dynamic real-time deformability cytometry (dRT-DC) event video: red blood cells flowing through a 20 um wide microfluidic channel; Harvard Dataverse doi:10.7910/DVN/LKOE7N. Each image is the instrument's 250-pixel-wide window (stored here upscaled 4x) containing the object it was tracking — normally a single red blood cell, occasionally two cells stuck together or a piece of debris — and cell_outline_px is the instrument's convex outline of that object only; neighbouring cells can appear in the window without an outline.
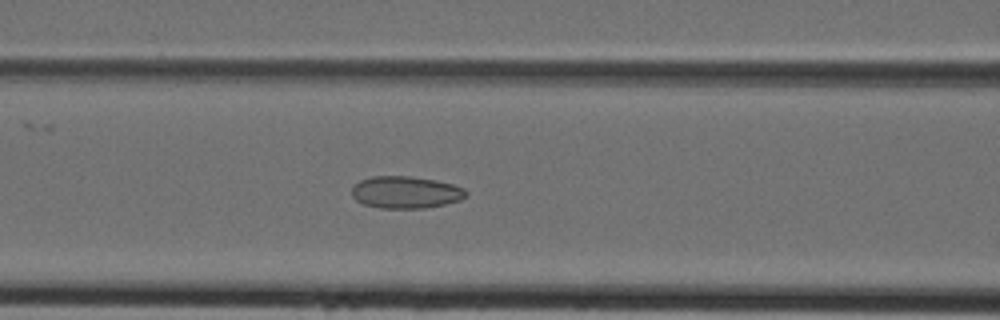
{"species": "Egyptian fruit bat (a non-hibernating species)", "species_latin": "Rousettus aegyptiacus", "temperature_condition": "cold", "stored_images_in_passage": 32, "camera_frame_rate_fps": 3000, "um_per_image_px": 0.085, "animal": {"sex": "female"}, "frame": {"image": 1, "passage_image": 9, "time_ms": 2.667, "image_size_px": [1000, 320], "cell_outline_px": [[468, 196], [460, 200], [444, 204], [424, 208], [380, 208], [364, 204], [356, 200], [352, 196], [352, 188], [360, 180], [372, 176], [412, 176], [436, 180], [452, 184], [464, 188], [468, 192]], "centroid_in_image_um": [34.5, 16.34], "position_along_channel_um": 132.1, "area_um2": 21.44}}
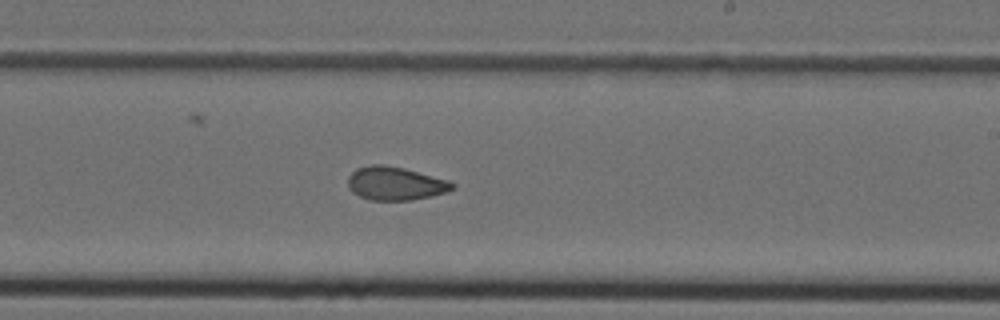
{"frame": {"image": 2, "passage_image": 17, "time_ms": 5.333, "image_size_px": [1000, 320], "cell_outline_px": [[456, 188], [432, 196], [412, 200], [368, 200], [352, 192], [348, 188], [348, 176], [356, 168], [372, 164], [384, 164], [404, 168], [448, 180], [456, 184]], "centroid_in_image_um": [33.59, 15.59], "position_along_channel_um": 255.4, "area_um2": 20.46}}
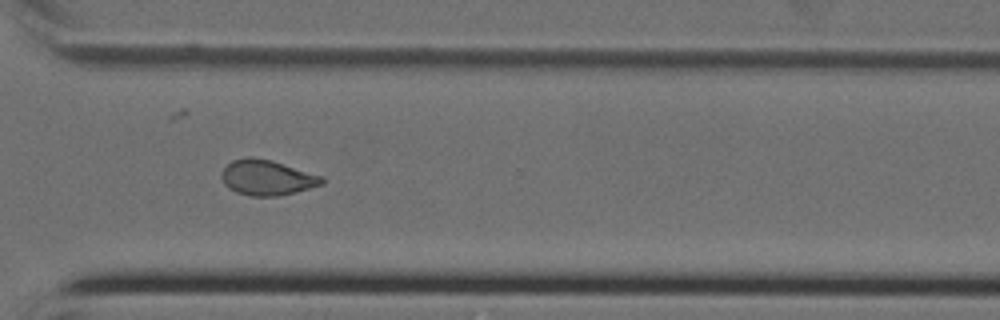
{"frame": {"image": 3, "passage_image": 23, "time_ms": 7.333, "image_size_px": [1000, 320], "cell_outline_px": [[324, 184], [296, 192], [276, 196], [252, 196], [236, 192], [228, 188], [224, 184], [220, 176], [224, 168], [232, 160], [248, 156], [252, 156], [272, 160], [324, 176]], "centroid_in_image_um": [22.7, 15.09], "position_along_channel_um": 347.9, "area_um2": 20.87}}